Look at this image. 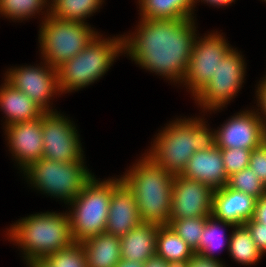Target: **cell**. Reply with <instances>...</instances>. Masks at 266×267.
Wrapping results in <instances>:
<instances>
[{"instance_id": "obj_5", "label": "cell", "mask_w": 266, "mask_h": 267, "mask_svg": "<svg viewBox=\"0 0 266 267\" xmlns=\"http://www.w3.org/2000/svg\"><path fill=\"white\" fill-rule=\"evenodd\" d=\"M99 33L84 49L57 68L60 93L86 88L105 75L124 52L123 35L104 38Z\"/></svg>"}, {"instance_id": "obj_36", "label": "cell", "mask_w": 266, "mask_h": 267, "mask_svg": "<svg viewBox=\"0 0 266 267\" xmlns=\"http://www.w3.org/2000/svg\"><path fill=\"white\" fill-rule=\"evenodd\" d=\"M253 219L266 225V194L257 199Z\"/></svg>"}, {"instance_id": "obj_15", "label": "cell", "mask_w": 266, "mask_h": 267, "mask_svg": "<svg viewBox=\"0 0 266 267\" xmlns=\"http://www.w3.org/2000/svg\"><path fill=\"white\" fill-rule=\"evenodd\" d=\"M9 151L24 171L43 156L42 118L19 122L4 128Z\"/></svg>"}, {"instance_id": "obj_29", "label": "cell", "mask_w": 266, "mask_h": 267, "mask_svg": "<svg viewBox=\"0 0 266 267\" xmlns=\"http://www.w3.org/2000/svg\"><path fill=\"white\" fill-rule=\"evenodd\" d=\"M227 186L235 191L251 195L256 199L266 194V186L249 167L229 176Z\"/></svg>"}, {"instance_id": "obj_18", "label": "cell", "mask_w": 266, "mask_h": 267, "mask_svg": "<svg viewBox=\"0 0 266 267\" xmlns=\"http://www.w3.org/2000/svg\"><path fill=\"white\" fill-rule=\"evenodd\" d=\"M180 175L202 182L213 190L220 189L228 183L221 150L217 146L209 150L196 151Z\"/></svg>"}, {"instance_id": "obj_11", "label": "cell", "mask_w": 266, "mask_h": 267, "mask_svg": "<svg viewBox=\"0 0 266 267\" xmlns=\"http://www.w3.org/2000/svg\"><path fill=\"white\" fill-rule=\"evenodd\" d=\"M222 34L210 33L196 37L189 66L182 84L187 86L191 96L195 97L210 81L216 72L218 63L232 48Z\"/></svg>"}, {"instance_id": "obj_7", "label": "cell", "mask_w": 266, "mask_h": 267, "mask_svg": "<svg viewBox=\"0 0 266 267\" xmlns=\"http://www.w3.org/2000/svg\"><path fill=\"white\" fill-rule=\"evenodd\" d=\"M84 164V160L64 163L40 158L29 165L23 174L28 184L36 190L68 205L94 177Z\"/></svg>"}, {"instance_id": "obj_22", "label": "cell", "mask_w": 266, "mask_h": 267, "mask_svg": "<svg viewBox=\"0 0 266 267\" xmlns=\"http://www.w3.org/2000/svg\"><path fill=\"white\" fill-rule=\"evenodd\" d=\"M142 19H194L195 0H138Z\"/></svg>"}, {"instance_id": "obj_1", "label": "cell", "mask_w": 266, "mask_h": 267, "mask_svg": "<svg viewBox=\"0 0 266 267\" xmlns=\"http://www.w3.org/2000/svg\"><path fill=\"white\" fill-rule=\"evenodd\" d=\"M137 26V31L123 35L124 54L139 67L182 83L197 37L195 20L140 18Z\"/></svg>"}, {"instance_id": "obj_10", "label": "cell", "mask_w": 266, "mask_h": 267, "mask_svg": "<svg viewBox=\"0 0 266 267\" xmlns=\"http://www.w3.org/2000/svg\"><path fill=\"white\" fill-rule=\"evenodd\" d=\"M43 134V156L49 160L68 163L83 161V148L75 124L55 111L41 115Z\"/></svg>"}, {"instance_id": "obj_23", "label": "cell", "mask_w": 266, "mask_h": 267, "mask_svg": "<svg viewBox=\"0 0 266 267\" xmlns=\"http://www.w3.org/2000/svg\"><path fill=\"white\" fill-rule=\"evenodd\" d=\"M193 254L194 251L169 225L159 226L156 240V255L169 263L181 267Z\"/></svg>"}, {"instance_id": "obj_28", "label": "cell", "mask_w": 266, "mask_h": 267, "mask_svg": "<svg viewBox=\"0 0 266 267\" xmlns=\"http://www.w3.org/2000/svg\"><path fill=\"white\" fill-rule=\"evenodd\" d=\"M207 217L170 220L169 226L196 253Z\"/></svg>"}, {"instance_id": "obj_31", "label": "cell", "mask_w": 266, "mask_h": 267, "mask_svg": "<svg viewBox=\"0 0 266 267\" xmlns=\"http://www.w3.org/2000/svg\"><path fill=\"white\" fill-rule=\"evenodd\" d=\"M227 176L248 168L253 150L243 148H220Z\"/></svg>"}, {"instance_id": "obj_40", "label": "cell", "mask_w": 266, "mask_h": 267, "mask_svg": "<svg viewBox=\"0 0 266 267\" xmlns=\"http://www.w3.org/2000/svg\"><path fill=\"white\" fill-rule=\"evenodd\" d=\"M25 263L27 267H50L44 259H32Z\"/></svg>"}, {"instance_id": "obj_38", "label": "cell", "mask_w": 266, "mask_h": 267, "mask_svg": "<svg viewBox=\"0 0 266 267\" xmlns=\"http://www.w3.org/2000/svg\"><path fill=\"white\" fill-rule=\"evenodd\" d=\"M196 2H200V0H195V4ZM201 2H205L207 4H210L212 6H229L231 3L235 2V0H201Z\"/></svg>"}, {"instance_id": "obj_16", "label": "cell", "mask_w": 266, "mask_h": 267, "mask_svg": "<svg viewBox=\"0 0 266 267\" xmlns=\"http://www.w3.org/2000/svg\"><path fill=\"white\" fill-rule=\"evenodd\" d=\"M141 223L134 193L122 180L111 195L106 233L121 238Z\"/></svg>"}, {"instance_id": "obj_30", "label": "cell", "mask_w": 266, "mask_h": 267, "mask_svg": "<svg viewBox=\"0 0 266 267\" xmlns=\"http://www.w3.org/2000/svg\"><path fill=\"white\" fill-rule=\"evenodd\" d=\"M44 260L50 267H88L84 247L79 242L47 255Z\"/></svg>"}, {"instance_id": "obj_17", "label": "cell", "mask_w": 266, "mask_h": 267, "mask_svg": "<svg viewBox=\"0 0 266 267\" xmlns=\"http://www.w3.org/2000/svg\"><path fill=\"white\" fill-rule=\"evenodd\" d=\"M256 201L253 196L225 185L214 190L211 215L234 226H240L253 218Z\"/></svg>"}, {"instance_id": "obj_39", "label": "cell", "mask_w": 266, "mask_h": 267, "mask_svg": "<svg viewBox=\"0 0 266 267\" xmlns=\"http://www.w3.org/2000/svg\"><path fill=\"white\" fill-rule=\"evenodd\" d=\"M116 267H143L142 262L121 259Z\"/></svg>"}, {"instance_id": "obj_35", "label": "cell", "mask_w": 266, "mask_h": 267, "mask_svg": "<svg viewBox=\"0 0 266 267\" xmlns=\"http://www.w3.org/2000/svg\"><path fill=\"white\" fill-rule=\"evenodd\" d=\"M181 267H226L222 261L204 257L194 253L191 258Z\"/></svg>"}, {"instance_id": "obj_33", "label": "cell", "mask_w": 266, "mask_h": 267, "mask_svg": "<svg viewBox=\"0 0 266 267\" xmlns=\"http://www.w3.org/2000/svg\"><path fill=\"white\" fill-rule=\"evenodd\" d=\"M249 231L255 245L262 253L266 254V225H263L253 218L243 224Z\"/></svg>"}, {"instance_id": "obj_12", "label": "cell", "mask_w": 266, "mask_h": 267, "mask_svg": "<svg viewBox=\"0 0 266 267\" xmlns=\"http://www.w3.org/2000/svg\"><path fill=\"white\" fill-rule=\"evenodd\" d=\"M44 62V63H43ZM37 66H20L10 68L4 75V79L25 93L33 102L45 112L51 109L50 100L53 95H61L58 87L57 69L50 66L46 61ZM59 92V93H58ZM50 107V108H49Z\"/></svg>"}, {"instance_id": "obj_21", "label": "cell", "mask_w": 266, "mask_h": 267, "mask_svg": "<svg viewBox=\"0 0 266 267\" xmlns=\"http://www.w3.org/2000/svg\"><path fill=\"white\" fill-rule=\"evenodd\" d=\"M81 244L88 267H116L121 260L120 237L104 232Z\"/></svg>"}, {"instance_id": "obj_24", "label": "cell", "mask_w": 266, "mask_h": 267, "mask_svg": "<svg viewBox=\"0 0 266 267\" xmlns=\"http://www.w3.org/2000/svg\"><path fill=\"white\" fill-rule=\"evenodd\" d=\"M233 228L234 225L223 220L216 219L213 215L207 217L201 239L199 241L198 251L199 255L207 258H211L220 261L216 255H214L216 249L224 248L227 245V251H229L230 235L225 236L224 228ZM223 231V232H222ZM217 252V251H216Z\"/></svg>"}, {"instance_id": "obj_37", "label": "cell", "mask_w": 266, "mask_h": 267, "mask_svg": "<svg viewBox=\"0 0 266 267\" xmlns=\"http://www.w3.org/2000/svg\"><path fill=\"white\" fill-rule=\"evenodd\" d=\"M143 267H178V266L165 261L163 258L155 254L143 263Z\"/></svg>"}, {"instance_id": "obj_14", "label": "cell", "mask_w": 266, "mask_h": 267, "mask_svg": "<svg viewBox=\"0 0 266 267\" xmlns=\"http://www.w3.org/2000/svg\"><path fill=\"white\" fill-rule=\"evenodd\" d=\"M215 141L218 148L253 150L266 142V128L257 111L242 110L215 130Z\"/></svg>"}, {"instance_id": "obj_26", "label": "cell", "mask_w": 266, "mask_h": 267, "mask_svg": "<svg viewBox=\"0 0 266 267\" xmlns=\"http://www.w3.org/2000/svg\"><path fill=\"white\" fill-rule=\"evenodd\" d=\"M103 0H57L50 7V14L58 19L85 23V19L97 12Z\"/></svg>"}, {"instance_id": "obj_19", "label": "cell", "mask_w": 266, "mask_h": 267, "mask_svg": "<svg viewBox=\"0 0 266 267\" xmlns=\"http://www.w3.org/2000/svg\"><path fill=\"white\" fill-rule=\"evenodd\" d=\"M0 109L4 112L5 126L33 121L45 112L25 93L9 84L5 79L0 86Z\"/></svg>"}, {"instance_id": "obj_3", "label": "cell", "mask_w": 266, "mask_h": 267, "mask_svg": "<svg viewBox=\"0 0 266 267\" xmlns=\"http://www.w3.org/2000/svg\"><path fill=\"white\" fill-rule=\"evenodd\" d=\"M121 177L132 190L142 223L169 225L174 175L146 154Z\"/></svg>"}, {"instance_id": "obj_9", "label": "cell", "mask_w": 266, "mask_h": 267, "mask_svg": "<svg viewBox=\"0 0 266 267\" xmlns=\"http://www.w3.org/2000/svg\"><path fill=\"white\" fill-rule=\"evenodd\" d=\"M246 64L243 55L233 47L219 61L216 72L205 87L194 97L200 108L222 110L240 91L244 83Z\"/></svg>"}, {"instance_id": "obj_6", "label": "cell", "mask_w": 266, "mask_h": 267, "mask_svg": "<svg viewBox=\"0 0 266 267\" xmlns=\"http://www.w3.org/2000/svg\"><path fill=\"white\" fill-rule=\"evenodd\" d=\"M122 181L115 178L99 181L94 177L68 205L72 236L81 243L106 232L109 205L113 189Z\"/></svg>"}, {"instance_id": "obj_27", "label": "cell", "mask_w": 266, "mask_h": 267, "mask_svg": "<svg viewBox=\"0 0 266 267\" xmlns=\"http://www.w3.org/2000/svg\"><path fill=\"white\" fill-rule=\"evenodd\" d=\"M47 10L45 13V9ZM44 9V11H42ZM44 12L45 17L50 15V5L45 0H0V14L11 20H26L35 14Z\"/></svg>"}, {"instance_id": "obj_41", "label": "cell", "mask_w": 266, "mask_h": 267, "mask_svg": "<svg viewBox=\"0 0 266 267\" xmlns=\"http://www.w3.org/2000/svg\"><path fill=\"white\" fill-rule=\"evenodd\" d=\"M45 1L46 3L48 2V5L51 3L50 4V7H51L54 3H56L57 0H51L52 2L51 1L49 2V0H45Z\"/></svg>"}, {"instance_id": "obj_34", "label": "cell", "mask_w": 266, "mask_h": 267, "mask_svg": "<svg viewBox=\"0 0 266 267\" xmlns=\"http://www.w3.org/2000/svg\"><path fill=\"white\" fill-rule=\"evenodd\" d=\"M256 98L258 107L257 108L260 112L257 111V114L259 118L262 120L263 125L266 128V75L262 78V81L260 80L257 90H256ZM262 113V114H261Z\"/></svg>"}, {"instance_id": "obj_32", "label": "cell", "mask_w": 266, "mask_h": 267, "mask_svg": "<svg viewBox=\"0 0 266 267\" xmlns=\"http://www.w3.org/2000/svg\"><path fill=\"white\" fill-rule=\"evenodd\" d=\"M248 167L266 186V142L253 149Z\"/></svg>"}, {"instance_id": "obj_4", "label": "cell", "mask_w": 266, "mask_h": 267, "mask_svg": "<svg viewBox=\"0 0 266 267\" xmlns=\"http://www.w3.org/2000/svg\"><path fill=\"white\" fill-rule=\"evenodd\" d=\"M7 230L8 239L21 248L24 261L44 259L75 242L68 212L31 214L19 219Z\"/></svg>"}, {"instance_id": "obj_8", "label": "cell", "mask_w": 266, "mask_h": 267, "mask_svg": "<svg viewBox=\"0 0 266 267\" xmlns=\"http://www.w3.org/2000/svg\"><path fill=\"white\" fill-rule=\"evenodd\" d=\"M41 24L38 34L41 56L56 69L80 53L98 34L87 22L66 21L51 14Z\"/></svg>"}, {"instance_id": "obj_25", "label": "cell", "mask_w": 266, "mask_h": 267, "mask_svg": "<svg viewBox=\"0 0 266 267\" xmlns=\"http://www.w3.org/2000/svg\"><path fill=\"white\" fill-rule=\"evenodd\" d=\"M230 233L229 256L238 264L254 265L261 258L259 251L253 241L248 229L244 225L234 226Z\"/></svg>"}, {"instance_id": "obj_2", "label": "cell", "mask_w": 266, "mask_h": 267, "mask_svg": "<svg viewBox=\"0 0 266 267\" xmlns=\"http://www.w3.org/2000/svg\"><path fill=\"white\" fill-rule=\"evenodd\" d=\"M206 123L200 117L172 120L156 134L146 155L167 172L180 175L196 151L216 146L215 130Z\"/></svg>"}, {"instance_id": "obj_20", "label": "cell", "mask_w": 266, "mask_h": 267, "mask_svg": "<svg viewBox=\"0 0 266 267\" xmlns=\"http://www.w3.org/2000/svg\"><path fill=\"white\" fill-rule=\"evenodd\" d=\"M159 226L153 223H141L122 236L121 259L144 263L155 255Z\"/></svg>"}, {"instance_id": "obj_13", "label": "cell", "mask_w": 266, "mask_h": 267, "mask_svg": "<svg viewBox=\"0 0 266 267\" xmlns=\"http://www.w3.org/2000/svg\"><path fill=\"white\" fill-rule=\"evenodd\" d=\"M213 193L214 190L202 182L174 175L170 220L210 216Z\"/></svg>"}]
</instances>
